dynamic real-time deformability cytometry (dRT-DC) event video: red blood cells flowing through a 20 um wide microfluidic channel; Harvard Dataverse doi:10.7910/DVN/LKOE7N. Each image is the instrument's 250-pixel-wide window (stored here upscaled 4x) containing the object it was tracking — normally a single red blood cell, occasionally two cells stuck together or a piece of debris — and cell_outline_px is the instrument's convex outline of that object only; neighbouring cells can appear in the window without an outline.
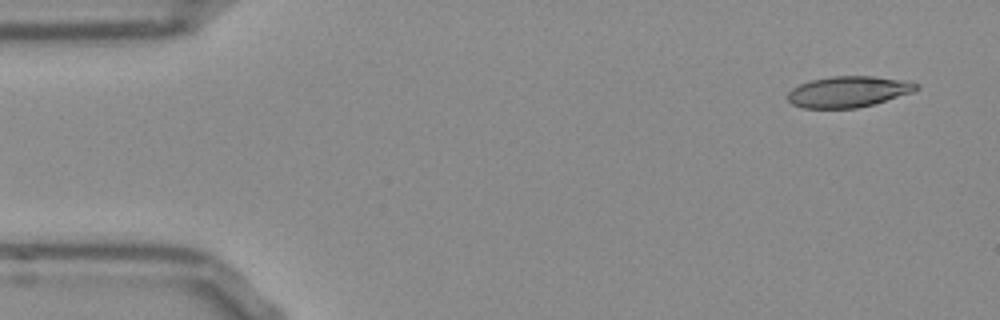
{"species": "Egyptian fruit bat (a non-hibernating species)", "species_latin": "Rousettus aegyptiacus", "temperature_condition": "room temperature", "stored_images_in_passage": 50, "camera_frame_rate_fps": 3000, "um_per_image_px": 0.085, "frame": {"image": 1, "passage_image": 1, "time_ms": 0.0, "image_size_px": [1000, 320], "cell_outline_px": [[920, 88], [912, 92], [872, 104], [856, 108], [804, 108], [792, 104], [788, 100], [788, 92], [792, 88], [800, 84], [812, 80], [832, 76], [872, 76], [900, 80], [920, 84]], "centroid_in_image_um": [72.08, 7.79], "position_along_channel_um": 12.9, "area_um2": 22.95}}
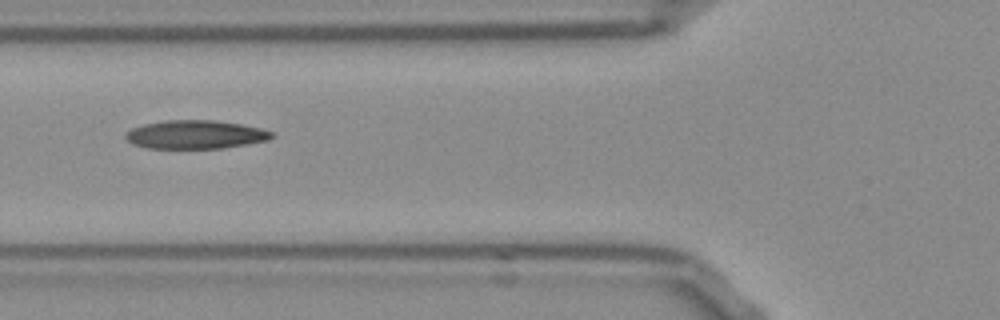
{"frame": {"image": 2, "passage_image": 17, "time_ms": 5.333, "image_size_px": [1000, 320], "cell_outline_px": [[276, 136], [268, 140], [248, 144], [220, 148], [148, 148], [132, 144], [124, 136], [124, 132], [132, 128], [144, 124], [164, 120], [216, 120], [244, 124], [260, 128], [272, 132]], "centroid_in_image_um": [16.62, 11.43], "position_along_channel_um": 109.2, "area_um2": 24.45}}
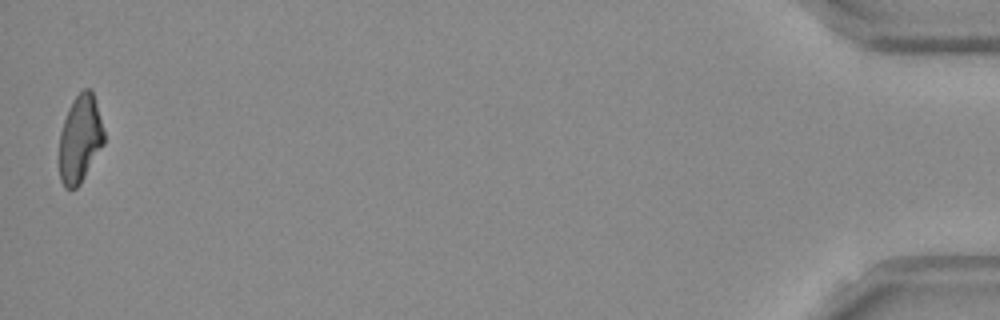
{"frame": {"image": 3, "passage_image": 50, "time_ms": 16.333, "image_size_px": [1000, 320], "cell_outline_px": [[104, 144], [80, 184], [76, 188], [64, 188], [60, 180], [60, 132], [68, 108], [72, 100], [84, 88], [88, 88], [92, 92], [96, 104], [104, 132]], "centroid_in_image_um": [6.8, 11.82], "position_along_channel_um": 428.4, "area_um2": 22.54}, "authors_computed_cell_mechanics": {"area_um2": 24.1604, "velocity_mm_per_s": 3.7965, "shape_relaxation_time_tau1_ms": null, "shape_relaxation_time_tau2_ms": 5.5908, "deformation_change_tau1": null, "deformation_change_tau2": 0.1599}}